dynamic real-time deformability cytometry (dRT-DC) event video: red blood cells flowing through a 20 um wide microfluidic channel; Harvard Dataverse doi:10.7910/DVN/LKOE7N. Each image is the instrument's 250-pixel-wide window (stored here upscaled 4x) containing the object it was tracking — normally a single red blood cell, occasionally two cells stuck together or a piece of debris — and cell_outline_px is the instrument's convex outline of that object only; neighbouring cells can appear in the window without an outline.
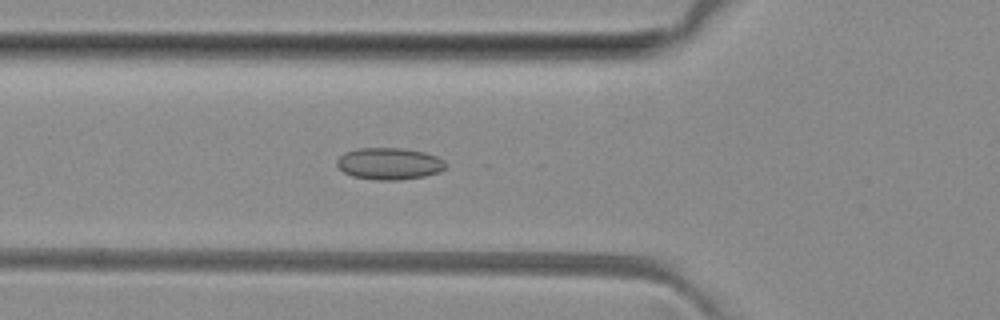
{"species": "common noctule bat (a hibernating species)", "species_latin": "Nyctalus noctula", "temperature_condition": "room temperature", "stored_images_in_passage": 47, "camera_frame_rate_fps": 3000, "um_per_image_px": 0.085, "animal": {"sex": "female", "body_mass_g": 29.2, "forearm_length_mm": 56.3}, "frame": {"image": 1, "passage_image": 14, "time_ms": 4.333, "image_size_px": [1000, 320], "cell_outline_px": [[448, 164], [440, 172], [424, 176], [396, 180], [376, 180], [352, 176], [344, 172], [336, 164], [336, 160], [344, 152], [360, 148], [400, 148], [424, 152], [436, 156], [444, 160]], "centroid_in_image_um": [33.09, 13.91], "position_along_channel_um": 92.7, "area_um2": 20.17}}
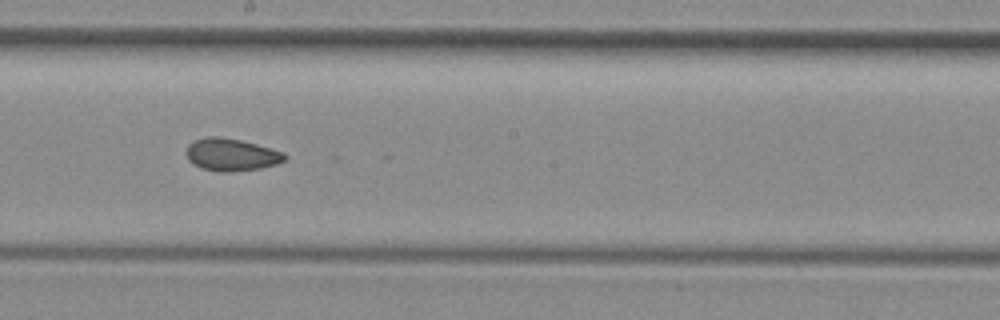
{"frame": {"image": 2, "passage_image": 24, "time_ms": 7.667, "image_size_px": [1000, 320], "cell_outline_px": [[288, 156], [284, 160], [276, 164], [260, 168], [228, 172], [220, 172], [200, 168], [192, 164], [188, 160], [184, 152], [188, 144], [196, 140], [208, 136], [216, 136], [240, 140], [256, 144], [284, 152]], "centroid_in_image_um": [19.62, 13.15], "position_along_channel_um": 228.6, "area_um2": 18.67}}
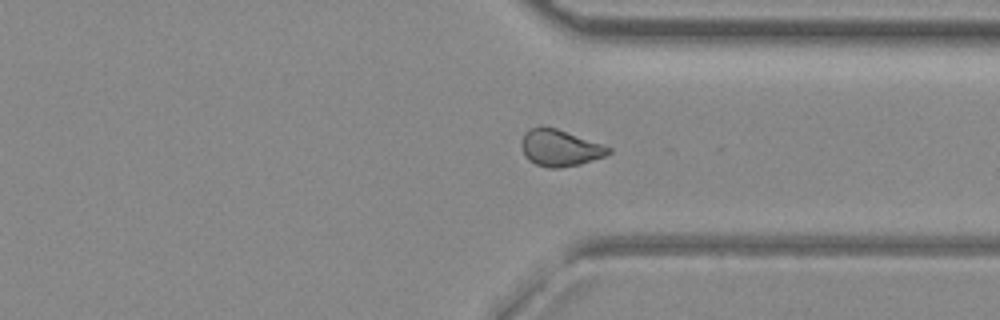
{"frame": {"image": 3, "passage_image": 34, "time_ms": 11.0, "image_size_px": [1000, 320], "cell_outline_px": [[612, 152], [604, 156], [580, 164], [560, 168], [548, 168], [536, 164], [528, 160], [524, 156], [520, 144], [524, 132], [540, 124], [556, 128], [612, 148]], "centroid_in_image_um": [47.54, 12.56], "position_along_channel_um": 363.9, "area_um2": 18.67}, "authors_computed_cell_mechanics": {"area_um2": 18.6694, "velocity_mm_per_s": 4.0679, "shape_relaxation_time_tau1_ms": null, "shape_relaxation_time_tau2_ms": 2.9458, "deformation_change_tau1": null, "deformation_change_tau2": 0.0764}}